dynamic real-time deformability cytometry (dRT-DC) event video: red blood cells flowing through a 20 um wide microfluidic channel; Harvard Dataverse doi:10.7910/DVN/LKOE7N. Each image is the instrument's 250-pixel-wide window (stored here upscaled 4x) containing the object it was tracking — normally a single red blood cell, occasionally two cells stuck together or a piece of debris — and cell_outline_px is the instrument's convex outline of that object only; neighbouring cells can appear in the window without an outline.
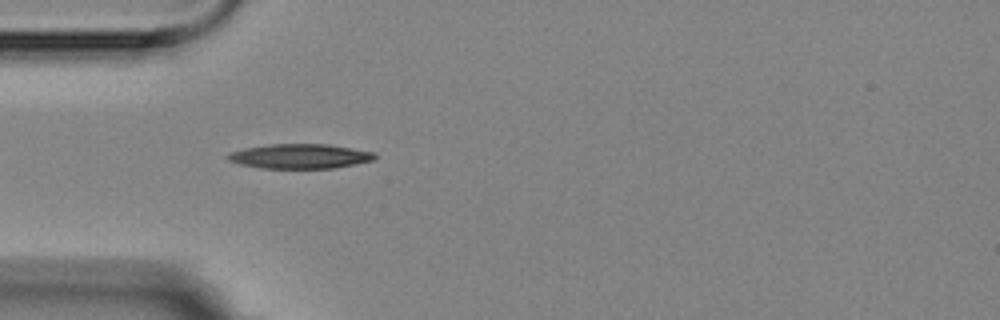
{"species": "Egyptian fruit bat (a non-hibernating species)", "species_latin": "Rousettus aegyptiacus", "temperature_condition": "room temperature", "stored_images_in_passage": 5, "camera_frame_rate_fps": 3000, "um_per_image_px": 0.085, "animal": {"sex": "female"}, "frame": {"image": 1, "passage_image": 3, "time_ms": 3.0, "image_size_px": [1000, 320], "cell_outline_px": [[376, 156], [372, 160], [332, 168], [260, 168], [240, 164], [228, 160], [224, 156], [228, 152], [244, 148], [272, 144], [328, 144], [376, 152]], "centroid_in_image_um": [25.44, 13.27], "position_along_channel_um": 59.6, "area_um2": 21.04}}
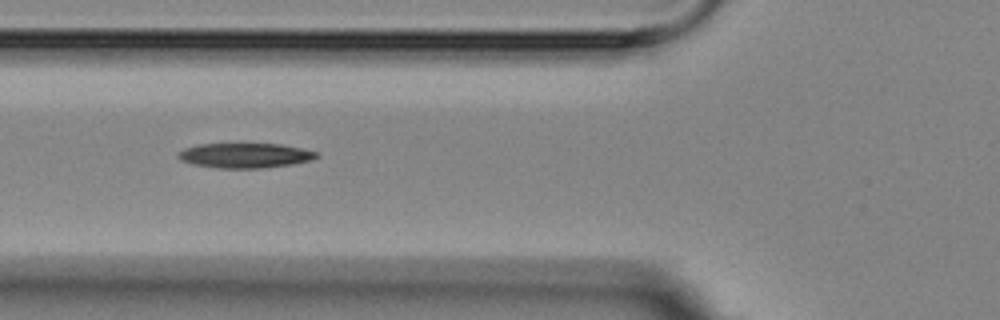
{"frame": {"image": 2, "passage_image": 4, "time_ms": 4.333, "image_size_px": [1000, 320], "cell_outline_px": [[320, 156], [312, 160], [292, 164], [264, 168], [216, 168], [196, 164], [180, 160], [176, 156], [176, 152], [184, 148], [200, 144], [280, 144], [300, 148], [316, 152]], "centroid_in_image_um": [20.81, 13.22], "position_along_channel_um": 105.0, "area_um2": 20.0}}
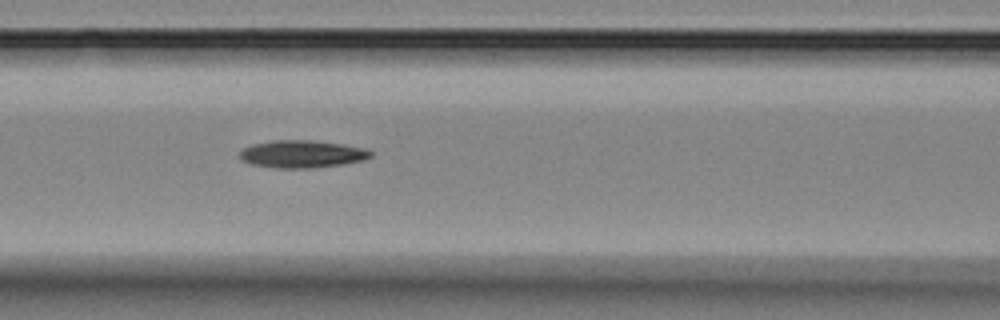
{"frame": {"image": 3, "passage_image": 5, "time_ms": 5.333, "image_size_px": [1000, 320], "cell_outline_px": [[372, 156], [364, 160], [344, 164], [312, 168], [276, 168], [252, 164], [244, 160], [240, 156], [240, 152], [244, 148], [252, 144], [272, 140], [312, 140], [344, 144], [368, 148], [372, 152]], "centroid_in_image_um": [25.73, 13.08], "position_along_channel_um": 140.9, "area_um2": 21.1}}